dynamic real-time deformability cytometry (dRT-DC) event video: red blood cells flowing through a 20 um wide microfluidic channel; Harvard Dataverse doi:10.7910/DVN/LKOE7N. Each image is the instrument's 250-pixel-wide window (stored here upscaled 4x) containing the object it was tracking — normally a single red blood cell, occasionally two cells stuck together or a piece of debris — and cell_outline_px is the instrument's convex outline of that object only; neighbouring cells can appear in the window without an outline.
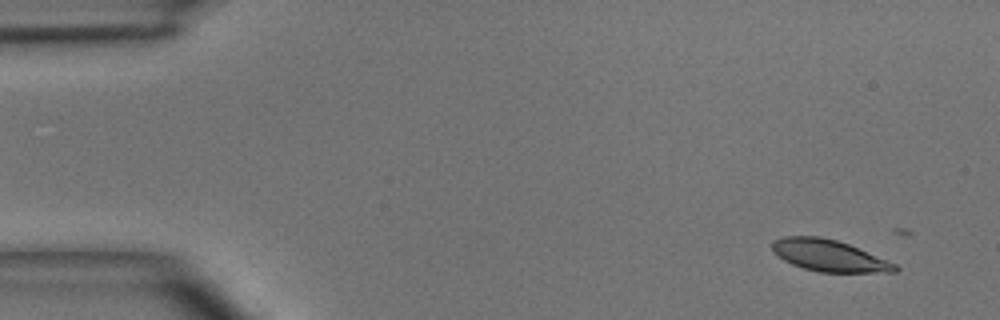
{"species": "common noctule bat (a hibernating species)", "species_latin": "Nyctalus noctula", "temperature_condition": "room temperature", "stored_images_in_passage": 4, "camera_frame_rate_fps": 3000, "um_per_image_px": 0.085, "animal": {"sex": "male", "body_mass_g": 15.6}, "frame": {"image": 1, "passage_image": 1, "time_ms": 0.0, "image_size_px": [1000, 320], "cell_outline_px": [[900, 268], [896, 272], [820, 272], [804, 268], [792, 264], [784, 260], [772, 248], [772, 240], [784, 236], [820, 236], [836, 240], [848, 244], [896, 264]], "centroid_in_image_um": [70.47, 21.72], "position_along_channel_um": 14.5, "area_um2": 22.31}}
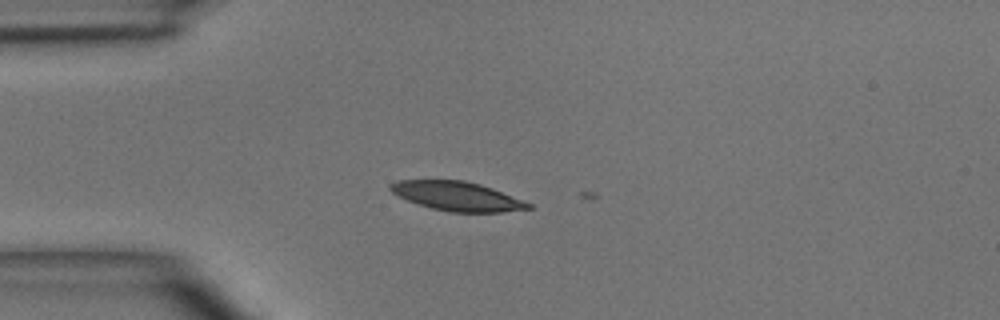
{"frame": {"image": 2, "passage_image": 3, "time_ms": 3.0, "image_size_px": [1000, 320], "cell_outline_px": [[536, 208], [504, 212], [452, 212], [432, 208], [408, 200], [392, 192], [388, 188], [388, 184], [396, 180], [464, 180], [480, 184], [492, 188], [532, 204]], "centroid_in_image_um": [38.88, 16.67], "position_along_channel_um": 46.1, "area_um2": 23.35}}